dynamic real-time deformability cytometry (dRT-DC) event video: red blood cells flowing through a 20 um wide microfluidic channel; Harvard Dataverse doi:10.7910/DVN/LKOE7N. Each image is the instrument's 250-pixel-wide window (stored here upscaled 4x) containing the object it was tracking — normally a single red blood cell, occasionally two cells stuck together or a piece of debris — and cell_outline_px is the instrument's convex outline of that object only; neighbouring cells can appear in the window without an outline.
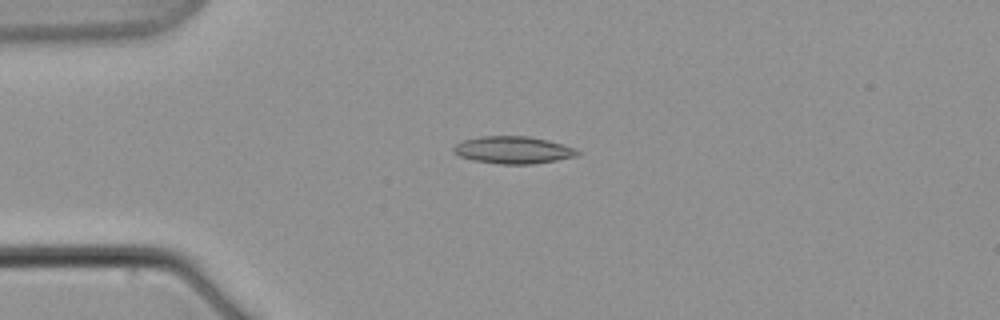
{"species": "common noctule bat (a hibernating species)", "species_latin": "Nyctalus noctula", "temperature_condition": "warm", "stored_images_in_passage": 6, "camera_frame_rate_fps": 3000, "um_per_image_px": 0.085, "animal": {"sex": "male", "body_mass_g": 21.5, "forearm_length_mm": 52.0}, "frame": {"image": 1, "passage_image": 5, "time_ms": 4.667, "image_size_px": [1000, 320], "cell_outline_px": [[580, 152], [576, 156], [556, 160], [532, 164], [500, 164], [472, 160], [460, 156], [452, 152], [452, 148], [456, 144], [464, 140], [480, 136], [528, 136], [548, 140], [576, 148]], "centroid_in_image_um": [43.6, 12.75], "position_along_channel_um": 41.4, "area_um2": 19.71}}